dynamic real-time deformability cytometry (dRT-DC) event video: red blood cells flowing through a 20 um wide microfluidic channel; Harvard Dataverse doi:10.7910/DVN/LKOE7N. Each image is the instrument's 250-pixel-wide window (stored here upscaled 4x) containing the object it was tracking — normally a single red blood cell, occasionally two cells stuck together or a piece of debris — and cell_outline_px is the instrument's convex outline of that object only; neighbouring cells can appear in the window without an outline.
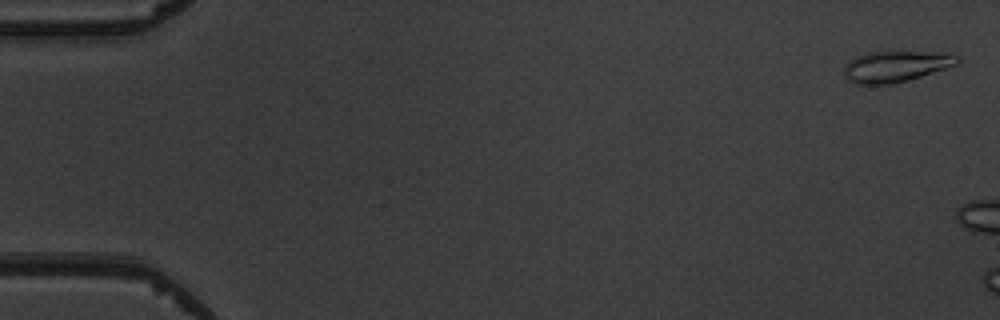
{"species": "common noctule bat (a hibernating species)", "species_latin": "Nyctalus noctula", "temperature_condition": "warm", "stored_images_in_passage": 2, "camera_frame_rate_fps": 3000, "um_per_image_px": 0.085, "animal": {"sex": "male", "body_mass_g": 19.5, "forearm_length_mm": 54.6}, "frame": {"image": 1, "passage_image": 1, "time_ms": 0.0, "image_size_px": [1000, 320], "cell_outline_px": [[960, 60], [956, 64], [908, 80], [892, 84], [856, 84], [848, 80], [844, 76], [844, 64], [848, 60], [856, 56], [868, 52], [888, 48], [948, 52], [960, 56]], "centroid_in_image_um": [76.14, 5.56], "position_along_channel_um": 8.9, "area_um2": 21.68}}